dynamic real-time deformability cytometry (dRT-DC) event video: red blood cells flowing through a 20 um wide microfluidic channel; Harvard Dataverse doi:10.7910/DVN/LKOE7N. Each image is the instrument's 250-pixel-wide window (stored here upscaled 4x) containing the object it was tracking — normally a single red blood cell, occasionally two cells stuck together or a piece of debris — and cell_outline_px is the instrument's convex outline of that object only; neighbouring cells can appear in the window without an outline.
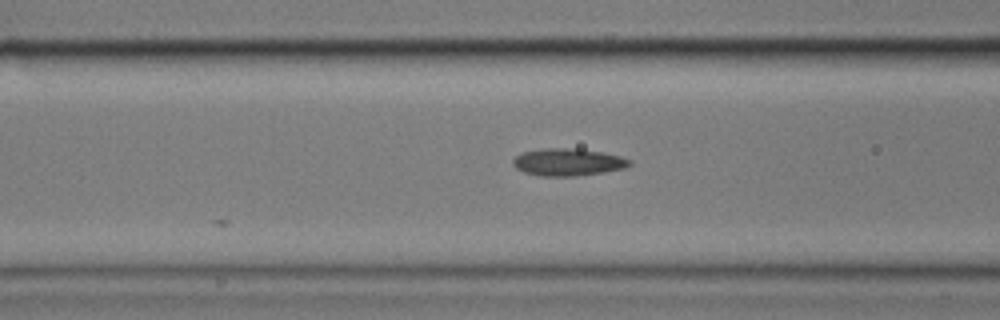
{"species": "common noctule bat (a hibernating species)", "species_latin": "Nyctalus noctula", "temperature_condition": "cold", "stored_images_in_passage": 6, "camera_frame_rate_fps": 3000, "um_per_image_px": 0.085, "animal": {"sex": "male", "body_mass_g": 17.9}, "frame": {"image": 1, "passage_image": 4, "time_ms": 3.667, "image_size_px": [1000, 320], "cell_outline_px": [[632, 164], [624, 168], [604, 172], [576, 176], [540, 176], [524, 172], [516, 168], [512, 164], [512, 160], [516, 156], [524, 152], [544, 148], [576, 148], [604, 152], [620, 156], [632, 160]], "centroid_in_image_um": [48.29, 13.78], "position_along_channel_um": 118.3, "area_um2": 18.67}}
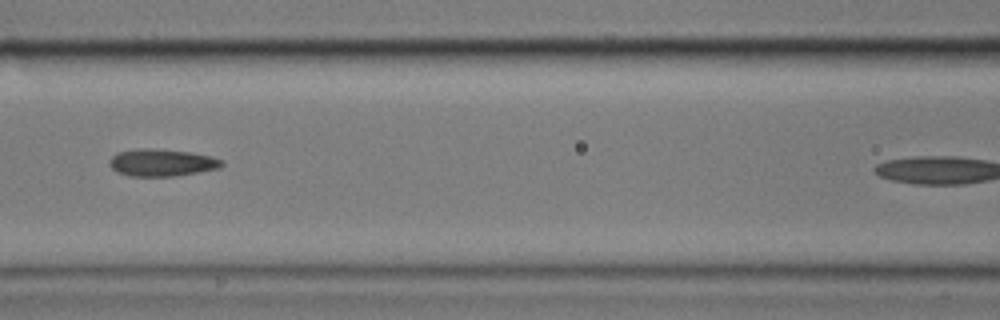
{"frame": {"image": 2, "passage_image": 5, "time_ms": 4.667, "image_size_px": [1000, 320], "cell_outline_px": [[224, 164], [220, 168], [172, 176], [128, 176], [116, 172], [108, 164], [108, 160], [116, 152], [140, 148], [152, 148], [188, 152], [212, 156], [224, 160]], "centroid_in_image_um": [13.72, 13.82], "position_along_channel_um": 152.9, "area_um2": 17.92}}